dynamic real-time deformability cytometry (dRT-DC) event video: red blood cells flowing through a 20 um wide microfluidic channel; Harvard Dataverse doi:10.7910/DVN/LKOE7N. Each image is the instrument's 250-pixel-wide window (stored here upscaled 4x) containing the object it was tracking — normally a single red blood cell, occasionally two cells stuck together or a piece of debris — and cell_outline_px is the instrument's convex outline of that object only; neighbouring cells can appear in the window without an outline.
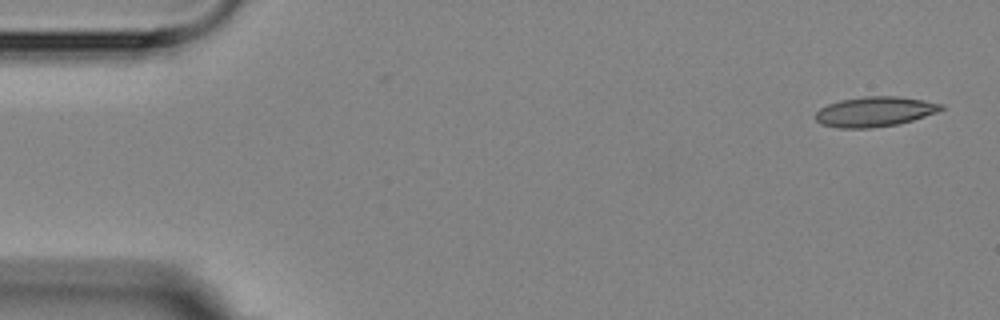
{"species": "Egyptian fruit bat (a non-hibernating species)", "species_latin": "Rousettus aegyptiacus", "temperature_condition": "room temperature", "stored_images_in_passage": 2, "camera_frame_rate_fps": 3000, "um_per_image_px": 0.085, "animal": {"sex": "female"}, "frame": {"image": 1, "passage_image": 2, "time_ms": 1.0, "image_size_px": [1000, 320], "cell_outline_px": [[944, 108], [936, 112], [912, 120], [896, 124], [872, 128], [836, 128], [820, 124], [816, 120], [816, 112], [820, 108], [828, 104], [840, 100], [864, 96], [896, 96], [924, 100], [944, 104]], "centroid_in_image_um": [74.33, 9.49], "position_along_channel_um": 10.7, "area_um2": 21.91}}